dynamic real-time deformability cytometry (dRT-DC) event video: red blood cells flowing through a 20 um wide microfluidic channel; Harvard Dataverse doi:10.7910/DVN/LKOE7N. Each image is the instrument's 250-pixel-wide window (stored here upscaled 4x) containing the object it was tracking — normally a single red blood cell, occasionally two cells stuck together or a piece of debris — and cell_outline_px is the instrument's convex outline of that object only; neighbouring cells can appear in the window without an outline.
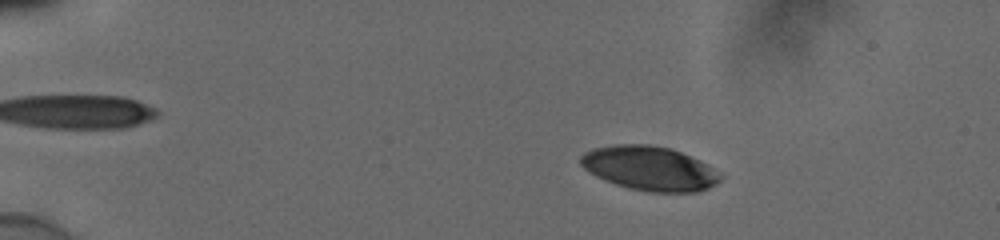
{"species": "human", "species_latin": "Homo sapiens", "temperature_condition": "cold", "stored_images_in_passage": 56, "camera_frame_rate_fps": 3000, "um_per_image_px": 0.085, "donor": {"sex": "male"}, "frame": {"image": 1, "passage_image": 11, "time_ms": 3.333, "image_size_px": [1000, 240], "cell_outline_px": [[724, 176], [716, 184], [708, 188], [696, 192], [648, 192], [628, 188], [604, 180], [588, 172], [580, 164], [580, 156], [584, 152], [592, 148], [612, 144], [652, 144], [672, 148], [700, 160], [708, 164]], "centroid_in_image_um": [55.21, 14.3], "position_along_channel_um": 29.8, "area_um2": 36.53}}
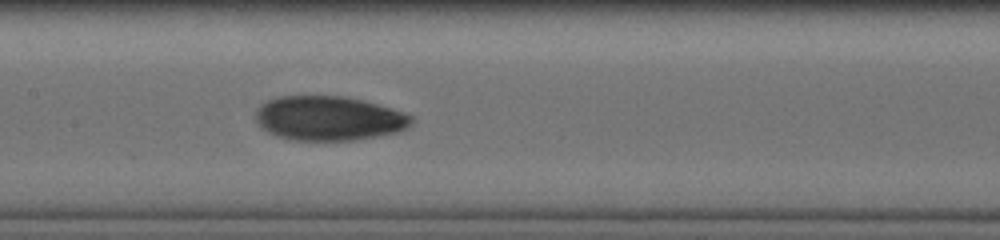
{"frame": {"image": 2, "passage_image": 30, "time_ms": 9.667, "image_size_px": [1000, 240], "cell_outline_px": [[412, 124], [396, 132], [356, 140], [292, 140], [276, 136], [260, 128], [256, 120], [256, 108], [260, 104], [268, 100], [280, 96], [348, 96], [364, 100], [392, 108], [404, 112], [412, 116]], "centroid_in_image_um": [27.92, 10.05], "position_along_channel_um": 179.5, "area_um2": 40.52}}
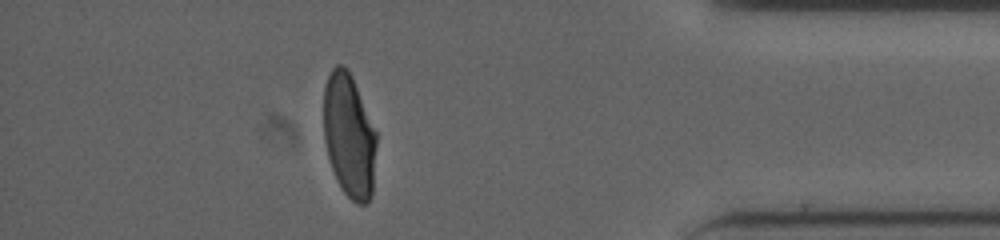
{"frame": {"image": 3, "passage_image": 50, "time_ms": 16.333, "image_size_px": [1000, 240], "cell_outline_px": [[376, 144], [372, 196], [364, 204], [356, 204], [340, 188], [336, 180], [328, 156], [324, 140], [324, 88], [328, 76], [332, 68], [336, 64], [340, 64], [348, 68], [352, 76], [376, 132]], "centroid_in_image_um": [29.67, 11.53], "position_along_channel_um": 405.5, "area_um2": 38.09}, "authors_computed_cell_mechanics": {"area_um2": 38.6104, "velocity_mm_per_s": 3.8562, "shape_relaxation_time_tau1_ms": 7.7662, "shape_relaxation_time_tau2_ms": 2.1773, "deformation_change_tau1": 0.2343, "deformation_change_tau2": 0.0594}}